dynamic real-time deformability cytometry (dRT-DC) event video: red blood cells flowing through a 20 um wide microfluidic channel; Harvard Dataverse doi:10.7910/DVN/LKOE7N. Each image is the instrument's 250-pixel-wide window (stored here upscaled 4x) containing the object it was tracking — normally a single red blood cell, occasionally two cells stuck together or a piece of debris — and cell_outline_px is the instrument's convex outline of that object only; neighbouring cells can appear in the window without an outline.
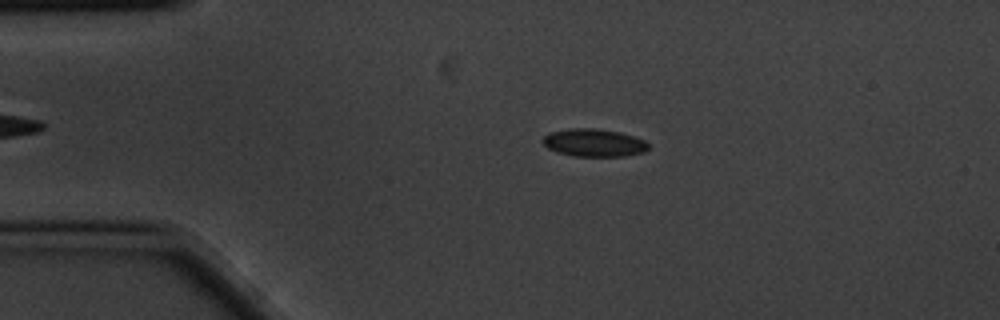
{"species": "common noctule bat (a hibernating species)", "species_latin": "Nyctalus noctula", "temperature_condition": "cold", "stored_images_in_passage": 5, "camera_frame_rate_fps": 3000, "um_per_image_px": 0.085, "animal": {"sex": "male", "body_mass_g": 20.1, "forearm_length_mm": 53.5}, "frame": {"image": 1, "passage_image": 3, "time_ms": 0.667, "image_size_px": [1000, 320], "cell_outline_px": [[648, 148], [644, 152], [624, 156], [572, 156], [556, 152], [548, 148], [540, 140], [548, 132], [568, 128], [596, 128], [620, 132], [636, 136], [644, 140], [648, 144]], "centroid_in_image_um": [50.45, 12.12], "position_along_channel_um": 34.5, "area_um2": 17.34}}
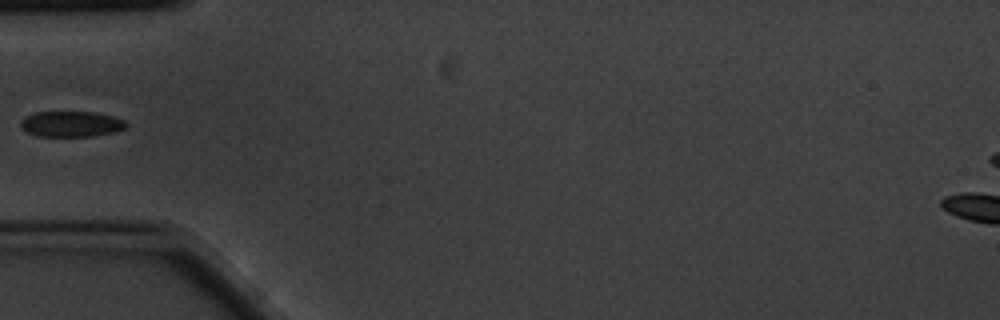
{"frame": {"image": 2, "passage_image": 5, "time_ms": 1.333, "image_size_px": [1000, 320], "cell_outline_px": [[128, 124], [124, 128], [116, 132], [92, 136], [36, 136], [20, 128], [20, 120], [36, 112], [96, 112], [128, 120]], "centroid_in_image_um": [6.09, 10.54], "position_along_channel_um": 78.9, "area_um2": 15.9}}